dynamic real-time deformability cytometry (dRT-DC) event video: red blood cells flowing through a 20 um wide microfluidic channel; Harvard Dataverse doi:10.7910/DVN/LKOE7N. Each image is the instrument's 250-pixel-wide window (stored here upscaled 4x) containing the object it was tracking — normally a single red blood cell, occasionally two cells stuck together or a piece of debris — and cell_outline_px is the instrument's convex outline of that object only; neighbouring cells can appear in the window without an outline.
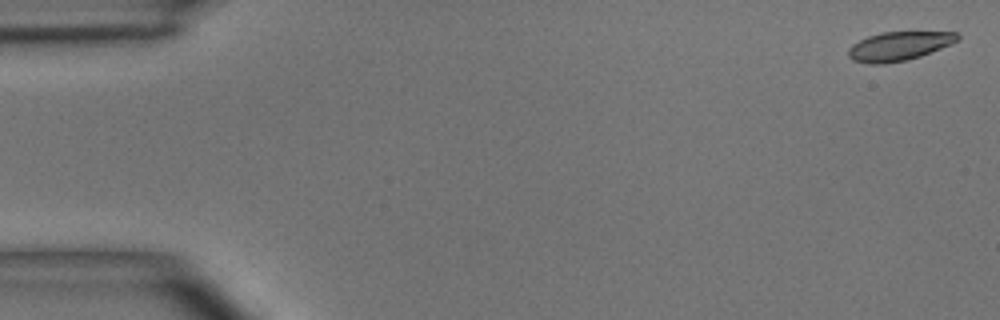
{"species": "common noctule bat (a hibernating species)", "species_latin": "Nyctalus noctula", "temperature_condition": "room temperature", "stored_images_in_passage": 4, "camera_frame_rate_fps": 3000, "um_per_image_px": 0.085, "animal": {"sex": "male", "body_mass_g": 15.6}, "frame": {"image": 1, "passage_image": 1, "time_ms": 0.0, "image_size_px": [1000, 320], "cell_outline_px": [[960, 36], [956, 40], [940, 48], [920, 56], [908, 60], [884, 64], [868, 64], [852, 60], [848, 56], [848, 48], [852, 44], [868, 36], [880, 32], [956, 32]], "centroid_in_image_um": [76.34, 3.93], "position_along_channel_um": 8.7, "area_um2": 18.26}}
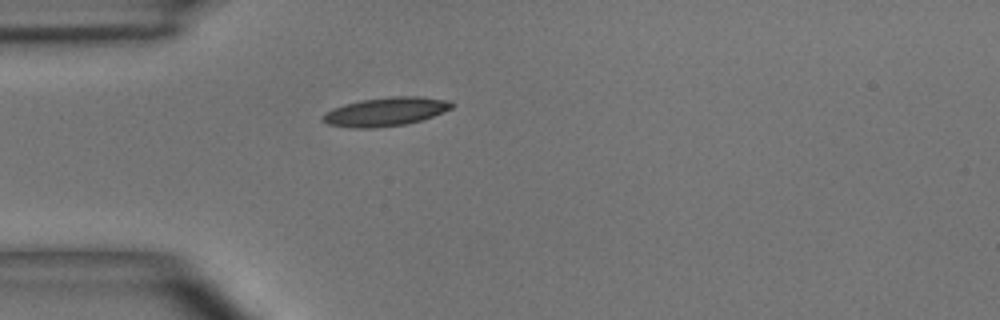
{"frame": {"image": 2, "passage_image": 4, "time_ms": 4.333, "image_size_px": [1000, 320], "cell_outline_px": [[456, 104], [452, 108], [444, 112], [424, 120], [408, 124], [376, 128], [352, 128], [328, 124], [324, 120], [324, 116], [332, 108], [344, 104], [360, 100], [392, 96], [420, 96], [448, 100]], "centroid_in_image_um": [32.86, 9.49], "position_along_channel_um": 52.1, "area_um2": 21.73}}